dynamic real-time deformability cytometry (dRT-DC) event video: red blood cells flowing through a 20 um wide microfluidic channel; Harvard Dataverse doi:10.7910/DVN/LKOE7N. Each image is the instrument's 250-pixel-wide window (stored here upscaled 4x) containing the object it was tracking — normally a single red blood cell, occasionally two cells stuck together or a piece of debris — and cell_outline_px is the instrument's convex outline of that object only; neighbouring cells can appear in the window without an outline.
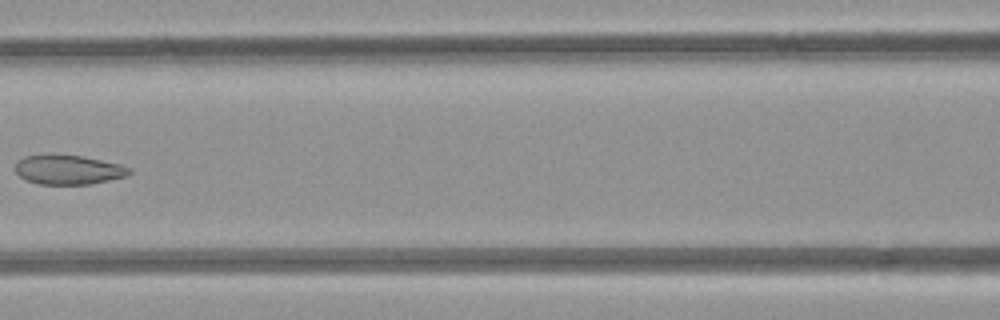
{"species": "common noctule bat (a hibernating species)", "species_latin": "Nyctalus noctula", "temperature_condition": "room temperature", "stored_images_in_passage": 3, "camera_frame_rate_fps": 3000, "um_per_image_px": 0.085, "animal": {"sex": "female", "body_mass_g": 21.9}, "frame": {"image": 1, "passage_image": 3, "time_ms": 2.0, "image_size_px": [1000, 320], "cell_outline_px": [[132, 172], [124, 176], [92, 184], [40, 184], [28, 180], [20, 176], [16, 172], [16, 160], [24, 156], [80, 156], [120, 164], [132, 168]], "centroid_in_image_um": [5.83, 14.44], "position_along_channel_um": 160.8, "area_um2": 19.02}}